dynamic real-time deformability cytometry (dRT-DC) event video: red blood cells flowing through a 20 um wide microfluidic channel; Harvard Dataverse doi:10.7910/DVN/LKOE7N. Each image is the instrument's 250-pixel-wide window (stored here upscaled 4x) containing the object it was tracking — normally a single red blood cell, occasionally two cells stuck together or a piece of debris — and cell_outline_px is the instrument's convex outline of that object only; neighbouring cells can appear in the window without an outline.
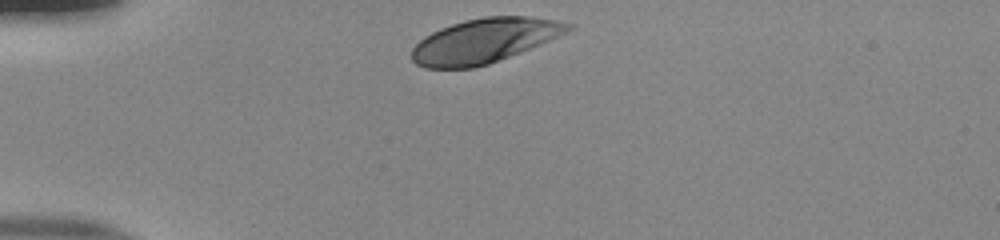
{"species": "human", "species_latin": "Homo sapiens", "temperature_condition": "room temperature", "stored_images_in_passage": 31, "camera_frame_rate_fps": 3000, "um_per_image_px": 0.085, "donor": {"sex": "male"}, "frame": {"image": 1, "passage_image": 1, "time_ms": 0.0, "image_size_px": [1000, 240], "cell_outline_px": [[576, 24], [572, 28], [540, 44], [488, 64], [472, 68], [424, 68], [416, 64], [412, 60], [412, 48], [424, 36], [440, 28], [464, 20], [484, 16], [528, 16], [556, 20]], "centroid_in_image_um": [41.13, 3.45], "position_along_channel_um": 43.9, "area_um2": 40.17}}
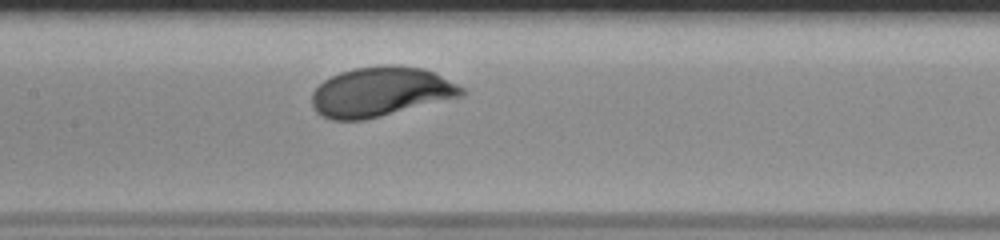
{"frame": {"image": 2, "passage_image": 14, "time_ms": 4.333, "image_size_px": [1000, 240], "cell_outline_px": [[468, 92], [464, 96], [364, 120], [332, 120], [320, 116], [316, 112], [312, 104], [312, 92], [324, 80], [340, 72], [352, 68], [384, 64], [396, 64], [424, 68], [436, 72], [464, 88]], "centroid_in_image_um": [32.39, 7.79], "position_along_channel_um": 175.0, "area_um2": 43.81}}
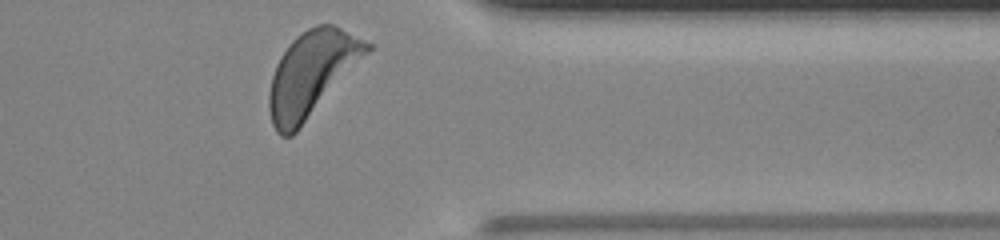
{"frame": {"image": 3, "passage_image": 31, "time_ms": 10.0, "image_size_px": [1000, 240], "cell_outline_px": [[372, 48], [296, 132], [292, 136], [280, 136], [276, 132], [272, 124], [268, 108], [268, 92], [272, 76], [276, 64], [280, 56], [292, 40], [296, 36], [308, 28], [316, 24], [332, 24], [372, 44]], "centroid_in_image_um": [26.44, 6.28], "position_along_channel_um": 385.0, "area_um2": 47.69}, "authors_computed_cell_mechanics": {"area_um2": 42.7142, "velocity_mm_per_s": 3.8368, "shape_relaxation_time_tau1_ms": 2.1662, "shape_relaxation_time_tau2_ms": 4.4868, "deformation_change_tau1": 0.1369, "deformation_change_tau2": 0.1417}}